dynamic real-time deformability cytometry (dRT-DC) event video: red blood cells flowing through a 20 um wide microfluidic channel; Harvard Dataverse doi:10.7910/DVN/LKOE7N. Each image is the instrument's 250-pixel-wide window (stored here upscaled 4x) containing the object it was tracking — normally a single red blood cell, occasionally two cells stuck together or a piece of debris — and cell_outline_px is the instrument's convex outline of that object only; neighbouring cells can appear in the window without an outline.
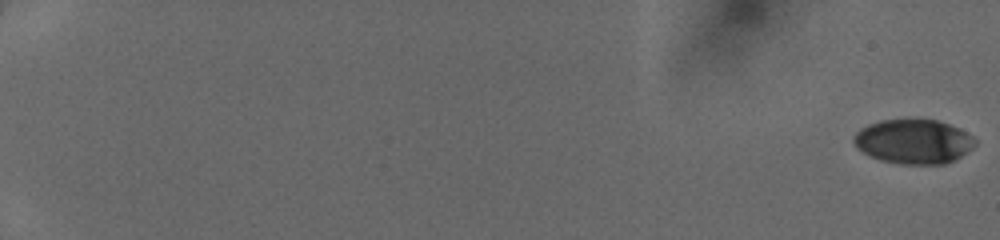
{"species": "human", "species_latin": "Homo sapiens", "temperature_condition": "cold", "stored_images_in_passage": 52, "camera_frame_rate_fps": 3000, "um_per_image_px": 0.085, "donor": {"sex": "female"}, "frame": {"image": 1, "passage_image": 1, "time_ms": 0.0, "image_size_px": [1000, 240], "cell_outline_px": [[976, 144], [972, 148], [960, 156], [944, 164], [900, 164], [880, 160], [856, 148], [852, 140], [852, 136], [860, 128], [868, 124], [880, 120], [936, 120], [960, 128], [972, 136], [976, 140]], "centroid_in_image_um": [77.62, 12.03], "position_along_channel_um": 7.4, "area_um2": 31.33}}
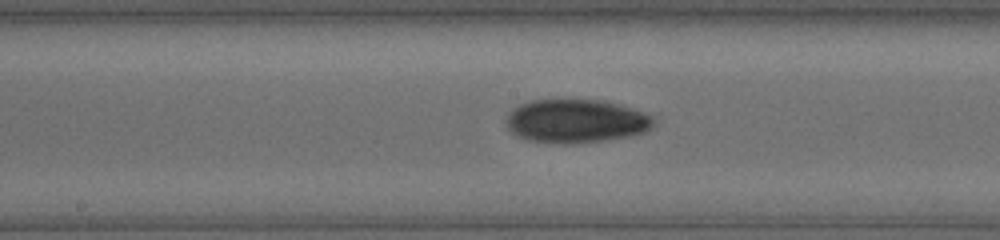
{"frame": {"image": 2, "passage_image": 31, "time_ms": 10.0, "image_size_px": [1000, 240], "cell_outline_px": [[656, 124], [652, 128], [644, 132], [628, 136], [600, 140], [568, 144], [564, 144], [528, 140], [512, 132], [508, 128], [508, 112], [512, 108], [520, 104], [532, 100], [604, 100], [620, 104], [656, 116]], "centroid_in_image_um": [49.02, 10.28], "position_along_channel_um": 199.2, "area_um2": 37.4}}
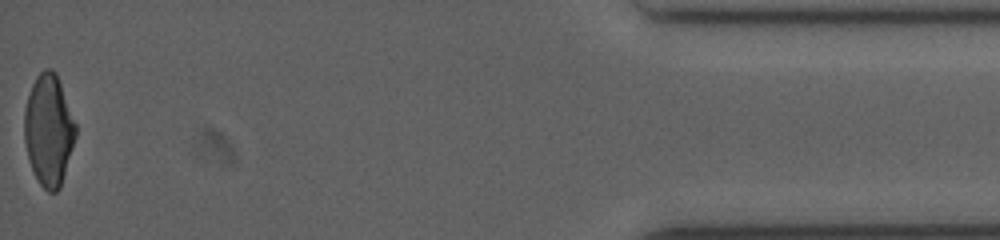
{"frame": {"image": 3, "passage_image": 52, "time_ms": 17.0, "image_size_px": [1000, 240], "cell_outline_px": [[76, 136], [60, 188], [56, 192], [48, 192], [40, 184], [32, 168], [28, 156], [24, 140], [24, 108], [32, 84], [36, 76], [44, 68], [52, 68], [56, 72], [76, 124]], "centroid_in_image_um": [4.13, 11.03], "position_along_channel_um": 431.1, "area_um2": 33.18}}